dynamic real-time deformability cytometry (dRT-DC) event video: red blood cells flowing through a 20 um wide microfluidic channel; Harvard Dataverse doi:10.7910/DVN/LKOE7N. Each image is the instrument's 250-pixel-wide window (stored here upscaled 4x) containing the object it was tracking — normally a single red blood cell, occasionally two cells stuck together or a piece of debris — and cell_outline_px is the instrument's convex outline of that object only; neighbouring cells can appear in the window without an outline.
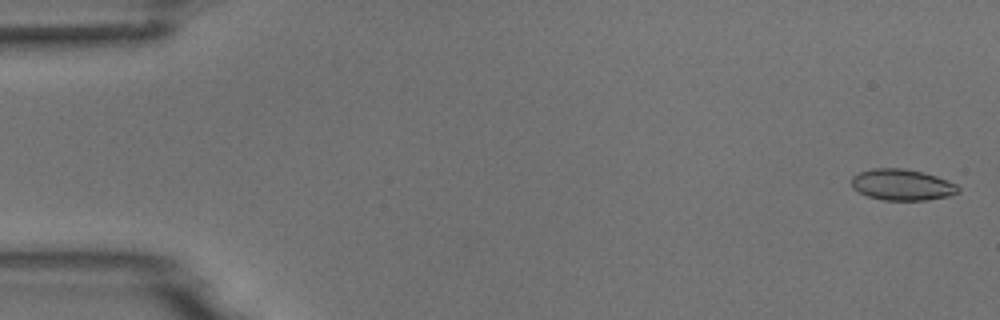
{"species": "common noctule bat (a hibernating species)", "species_latin": "Nyctalus noctula", "temperature_condition": "room temperature", "stored_images_in_passage": 5, "camera_frame_rate_fps": 3000, "um_per_image_px": 0.085, "animal": {"sex": "male", "body_mass_g": 18.8}, "frame": {"image": 1, "passage_image": 1, "time_ms": 0.0, "image_size_px": [1000, 320], "cell_outline_px": [[960, 192], [948, 196], [928, 200], [884, 200], [868, 196], [852, 188], [852, 176], [860, 172], [872, 168], [904, 168], [924, 172], [936, 176], [956, 184], [960, 188]], "centroid_in_image_um": [76.69, 15.7], "position_along_channel_um": 8.3, "area_um2": 19.42}}
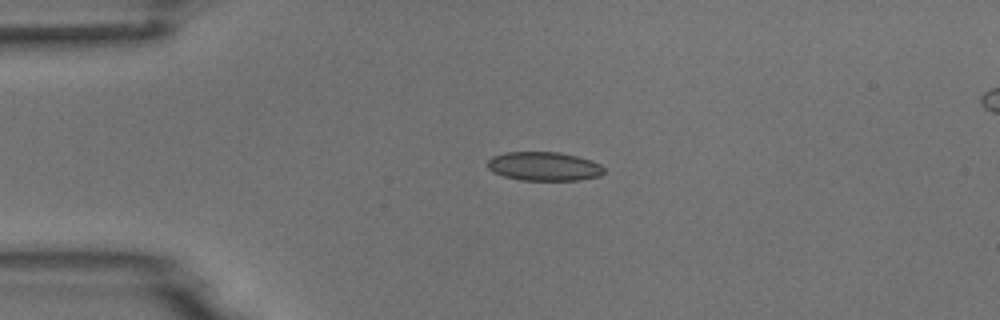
{"frame": {"image": 2, "passage_image": 4, "time_ms": 3.667, "image_size_px": [1000, 320], "cell_outline_px": [[604, 172], [600, 176], [580, 180], [520, 180], [504, 176], [492, 172], [488, 168], [488, 160], [492, 156], [504, 152], [560, 152], [576, 156], [600, 164], [604, 168]], "centroid_in_image_um": [46.22, 14.14], "position_along_channel_um": 38.8, "area_um2": 19.59}}